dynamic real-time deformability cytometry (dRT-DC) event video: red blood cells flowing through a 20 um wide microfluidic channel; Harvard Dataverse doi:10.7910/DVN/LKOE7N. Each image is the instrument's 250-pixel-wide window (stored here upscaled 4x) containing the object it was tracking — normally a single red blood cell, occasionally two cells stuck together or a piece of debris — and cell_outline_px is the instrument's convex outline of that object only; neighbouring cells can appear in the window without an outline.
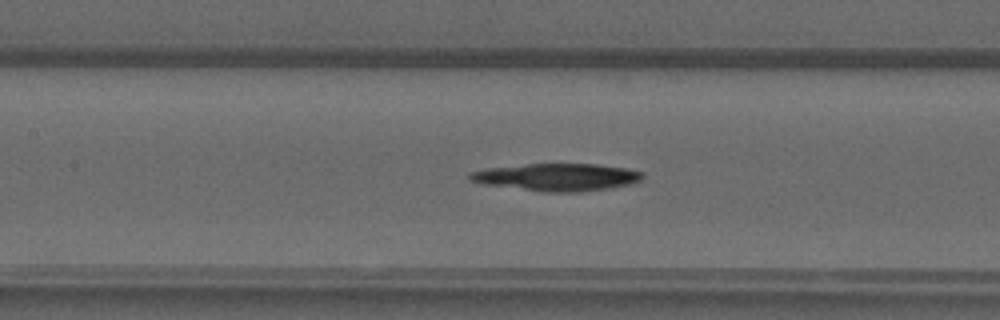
{"species": "common noctule bat (a hibernating species)", "species_latin": "Nyctalus noctula", "temperature_condition": "warm", "stored_images_in_passage": 41, "camera_frame_rate_fps": 3000, "um_per_image_px": 0.085, "animal": {"sex": "male", "forearm_length_mm": 52.5}, "frame": {"image": 1, "passage_image": 18, "time_ms": 5.667, "image_size_px": [1000, 320], "cell_outline_px": [[644, 176], [640, 180], [632, 184], [608, 188], [580, 192], [544, 192], [484, 184], [468, 180], [468, 172], [484, 168], [528, 164], [596, 164], [624, 168], [644, 172]], "centroid_in_image_um": [47.31, 15.06], "position_along_channel_um": 160.1, "area_um2": 27.69}}
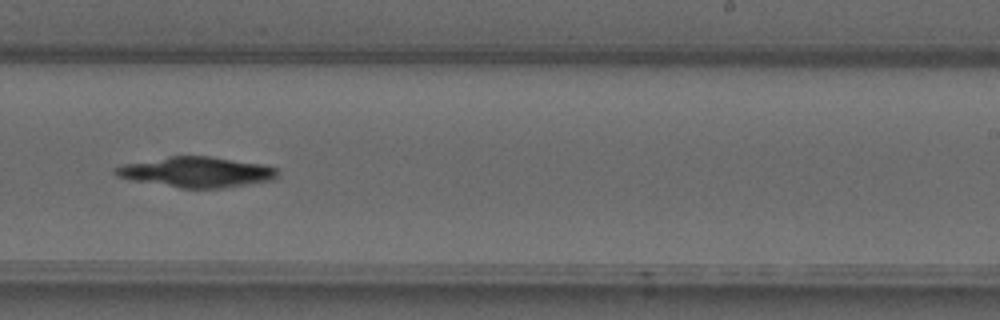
{"frame": {"image": 2, "passage_image": 26, "time_ms": 8.333, "image_size_px": [1000, 320], "cell_outline_px": [[280, 172], [276, 180], [224, 188], [180, 188], [132, 180], [116, 176], [112, 172], [116, 168], [124, 164], [172, 156], [208, 156], [260, 164], [276, 168]], "centroid_in_image_um": [16.75, 14.64], "position_along_channel_um": 272.3, "area_um2": 28.61}}
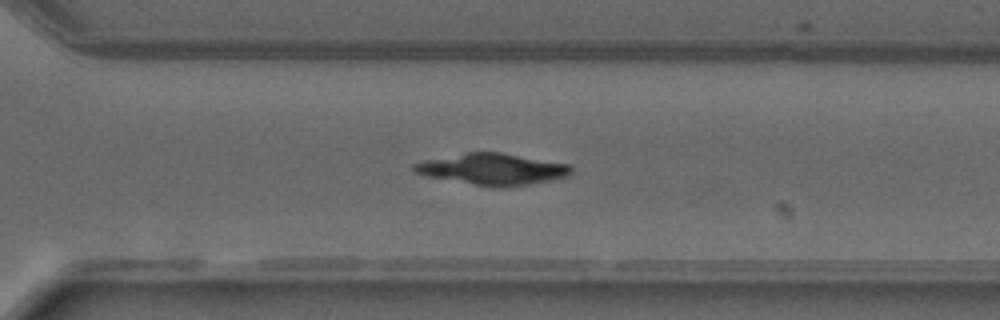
{"frame": {"image": 3, "passage_image": 30, "time_ms": 9.667, "image_size_px": [1000, 320], "cell_outline_px": [[572, 172], [568, 176], [552, 180], [528, 184], [500, 188], [492, 188], [428, 176], [416, 172], [412, 168], [412, 164], [424, 160], [468, 152], [500, 152], [572, 164]], "centroid_in_image_um": [41.91, 14.38], "position_along_channel_um": 328.7, "area_um2": 28.84}}